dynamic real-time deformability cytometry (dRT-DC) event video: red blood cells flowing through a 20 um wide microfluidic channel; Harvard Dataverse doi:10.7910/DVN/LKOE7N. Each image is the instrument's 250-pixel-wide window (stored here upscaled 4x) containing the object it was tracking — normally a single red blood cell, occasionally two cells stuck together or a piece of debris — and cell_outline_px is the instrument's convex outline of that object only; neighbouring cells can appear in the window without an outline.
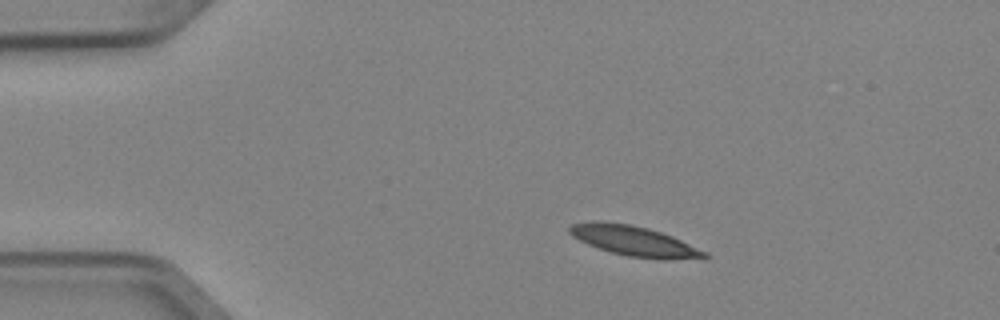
{"species": "Egyptian fruit bat (a non-hibernating species)", "species_latin": "Rousettus aegyptiacus", "temperature_condition": "cold", "stored_images_in_passage": 6, "camera_frame_rate_fps": 3000, "um_per_image_px": 0.085, "animal": {"sex": "female"}, "frame": {"image": 1, "passage_image": 1, "time_ms": 0.0, "image_size_px": [1000, 320], "cell_outline_px": [[712, 256], [704, 260], [628, 256], [612, 252], [588, 244], [572, 236], [568, 232], [568, 228], [572, 224], [592, 220], [600, 220], [632, 224], [648, 228], [672, 236], [708, 252]], "centroid_in_image_um": [53.93, 20.46], "position_along_channel_um": 31.1, "area_um2": 23.64}}
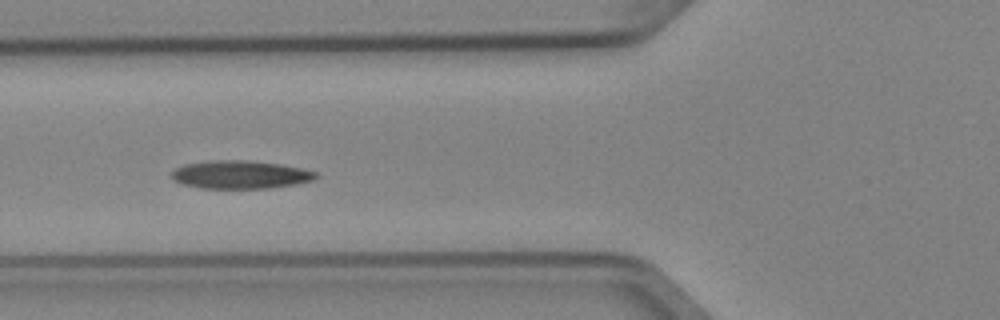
{"frame": {"image": 2, "passage_image": 4, "time_ms": 1.0, "image_size_px": [1000, 320], "cell_outline_px": [[320, 176], [312, 180], [296, 184], [268, 188], [200, 188], [184, 184], [172, 180], [172, 172], [176, 168], [184, 164], [212, 160], [248, 160], [280, 164], [300, 168], [316, 172]], "centroid_in_image_um": [20.42, 14.84], "position_along_channel_um": 105.4, "area_um2": 23.58}}
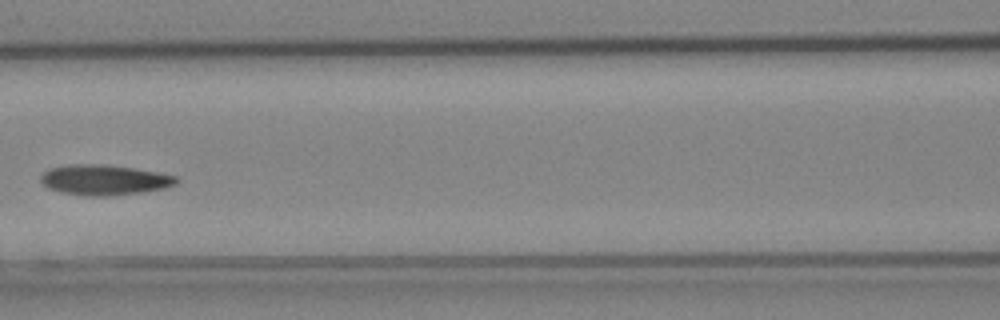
{"frame": {"image": 3, "passage_image": 5, "time_ms": 1.333, "image_size_px": [1000, 320], "cell_outline_px": [[180, 180], [176, 184], [164, 188], [140, 192], [112, 196], [84, 196], [60, 192], [48, 188], [40, 180], [40, 176], [48, 168], [68, 164], [104, 164], [132, 168], [156, 172], [176, 176]], "centroid_in_image_um": [8.83, 15.29], "position_along_channel_um": 157.8, "area_um2": 24.04}}